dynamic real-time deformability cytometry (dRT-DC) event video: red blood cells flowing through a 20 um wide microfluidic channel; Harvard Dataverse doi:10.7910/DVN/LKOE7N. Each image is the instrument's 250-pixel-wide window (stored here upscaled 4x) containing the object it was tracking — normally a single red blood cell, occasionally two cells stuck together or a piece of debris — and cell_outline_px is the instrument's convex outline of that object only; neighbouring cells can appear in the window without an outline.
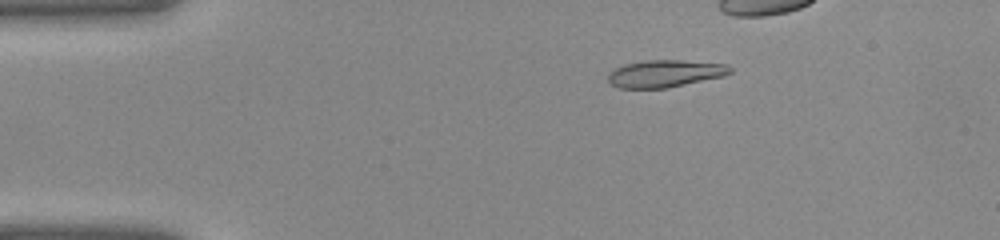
{"species": "common noctule bat (a hibernating species)", "species_latin": "Nyctalus noctula", "temperature_condition": "warm", "stored_images_in_passage": 30, "camera_frame_rate_fps": 3000, "um_per_image_px": 0.085, "animal": {"sex": "female", "body_mass_g": 22.0, "forearm_length_mm": 56.7}, "frame": {"image": 1, "passage_image": 4, "time_ms": 1.0, "image_size_px": [1000, 240], "cell_outline_px": [[732, 72], [724, 76], [668, 88], [620, 88], [612, 84], [608, 80], [608, 76], [616, 68], [624, 64], [648, 60], [680, 60], [728, 64], [732, 68]], "centroid_in_image_um": [56.58, 6.25], "position_along_channel_um": 28.4, "area_um2": 19.31}}
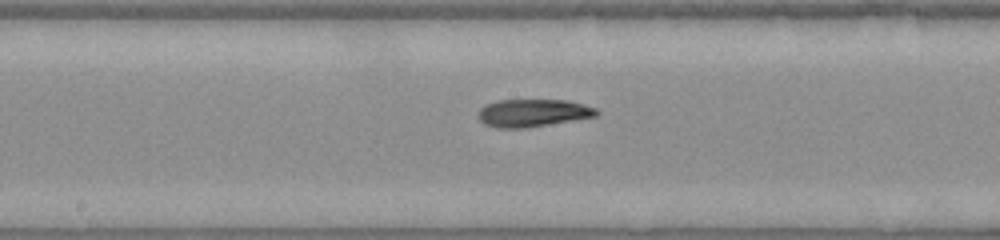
{"frame": {"image": 2, "passage_image": 18, "time_ms": 5.667, "image_size_px": [1000, 240], "cell_outline_px": [[600, 112], [596, 116], [524, 128], [496, 128], [484, 124], [480, 120], [480, 108], [484, 104], [496, 100], [568, 100], [584, 104], [596, 108]], "centroid_in_image_um": [45.29, 9.59], "position_along_channel_um": 202.9, "area_um2": 19.02}}
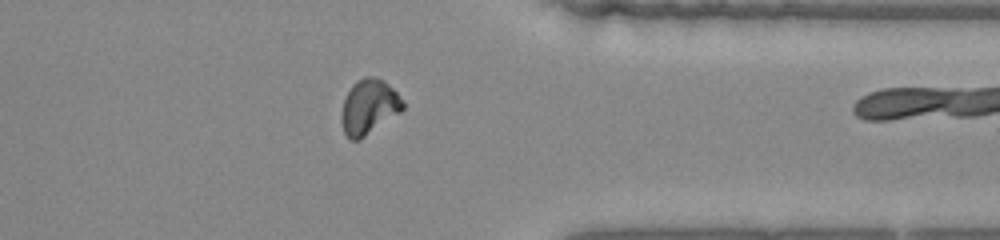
{"frame": {"image": 3, "passage_image": 29, "time_ms": 9.333, "image_size_px": [1000, 240], "cell_outline_px": [[404, 108], [400, 112], [360, 140], [352, 140], [344, 132], [340, 120], [344, 100], [352, 84], [356, 80], [364, 76], [372, 76], [384, 80], [404, 100]], "centroid_in_image_um": [31.36, 9.07], "position_along_channel_um": 380.0, "area_um2": 19.65}}